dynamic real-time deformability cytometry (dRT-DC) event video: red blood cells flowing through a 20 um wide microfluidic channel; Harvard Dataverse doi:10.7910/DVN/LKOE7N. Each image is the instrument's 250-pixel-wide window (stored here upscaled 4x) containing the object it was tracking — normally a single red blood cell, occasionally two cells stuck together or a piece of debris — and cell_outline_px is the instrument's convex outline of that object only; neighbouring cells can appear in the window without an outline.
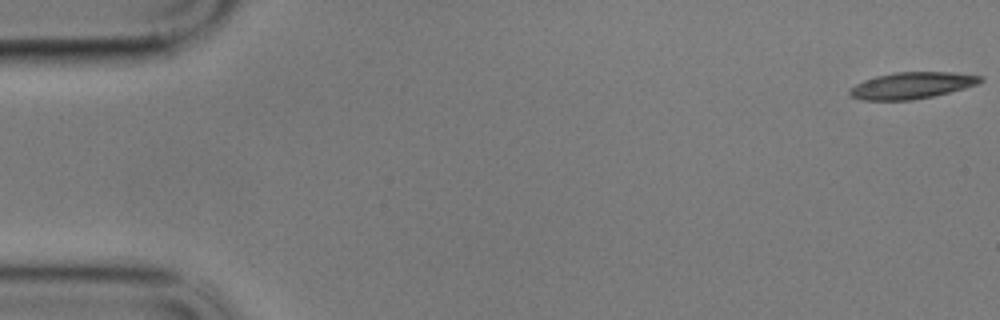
{"species": "common noctule bat (a hibernating species)", "species_latin": "Nyctalus noctula", "temperature_condition": "cold", "stored_images_in_passage": 62, "camera_frame_rate_fps": 3000, "um_per_image_px": 0.085, "animal": {"sex": "male", "body_mass_g": 17.9}, "frame": {"image": 1, "passage_image": 1, "time_ms": 0.0, "image_size_px": [1000, 320], "cell_outline_px": [[984, 80], [976, 84], [964, 88], [932, 96], [912, 100], [864, 100], [852, 96], [848, 92], [856, 84], [864, 80], [876, 76], [896, 72], [956, 72], [984, 76]], "centroid_in_image_um": [77.54, 7.25], "position_along_channel_um": 7.5, "area_um2": 20.06}}
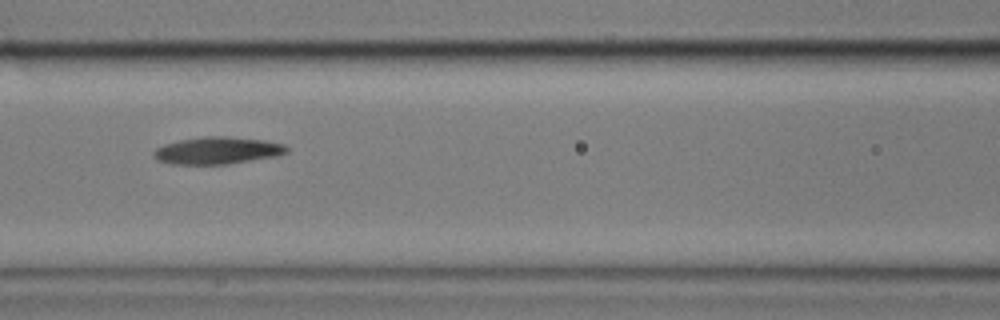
{"frame": {"image": 2, "passage_image": 28, "time_ms": 9.0, "image_size_px": [1000, 320], "cell_outline_px": [[288, 152], [280, 156], [228, 164], [168, 164], [156, 160], [152, 156], [152, 152], [156, 148], [164, 144], [180, 140], [208, 136], [228, 136], [264, 140], [284, 144], [288, 148]], "centroid_in_image_um": [18.48, 12.8], "position_along_channel_um": 148.1, "area_um2": 21.33}}
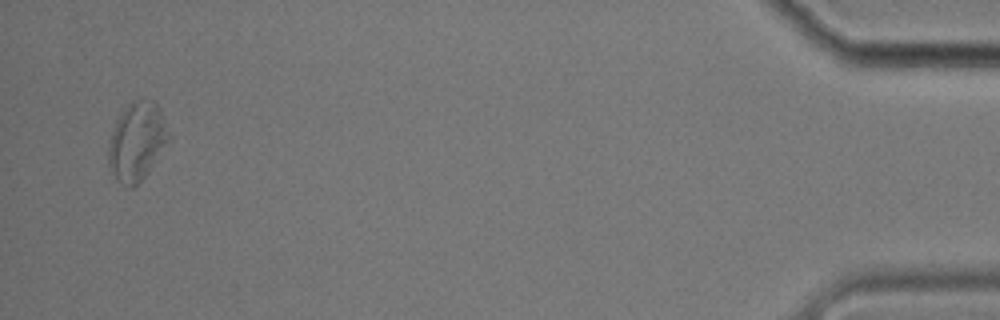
{"frame": {"image": 3, "passage_image": 60, "time_ms": 19.667, "image_size_px": [1000, 320], "cell_outline_px": [[172, 136], [148, 172], [132, 188], [128, 188], [120, 184], [112, 172], [108, 164], [108, 144], [116, 120], [124, 108], [132, 100], [152, 100], [156, 104]], "centroid_in_image_um": [11.63, 12.03], "position_along_channel_um": 423.6, "area_um2": 27.34}, "authors_computed_cell_mechanics": {"area_um2": 20.9525, "velocity_mm_per_s": 3.3582, "shape_relaxation_time_tau1_ms": null, "shape_relaxation_time_tau2_ms": 4.5933, "deformation_change_tau1": null, "deformation_change_tau2": 0.1201}}